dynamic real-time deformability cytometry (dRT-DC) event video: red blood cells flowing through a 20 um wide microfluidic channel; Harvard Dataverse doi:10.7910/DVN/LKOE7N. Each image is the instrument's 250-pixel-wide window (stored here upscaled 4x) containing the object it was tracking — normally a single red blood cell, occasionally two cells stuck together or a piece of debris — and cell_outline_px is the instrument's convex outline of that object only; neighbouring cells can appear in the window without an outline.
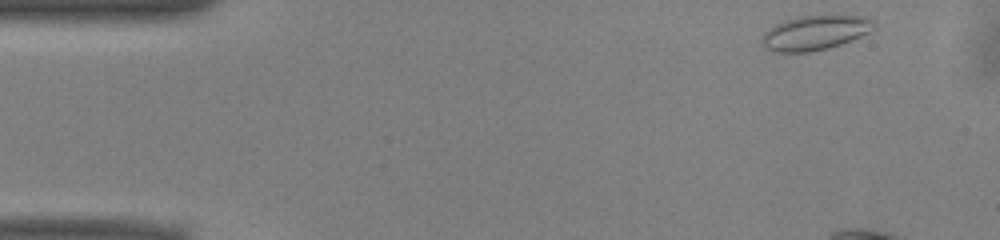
{"species": "common noctule bat (a hibernating species)", "species_latin": "Nyctalus noctula", "temperature_condition": "warm", "stored_images_in_passage": 9, "camera_frame_rate_fps": 3000, "um_per_image_px": 0.085, "animal": {"sex": "male", "body_mass_g": 13.0, "forearm_length_mm": 53.1}, "frame": {"image": 1, "passage_image": 1, "time_ms": 0.0, "image_size_px": [1000, 240], "cell_outline_px": [[876, 28], [860, 36], [840, 44], [828, 48], [808, 52], [772, 52], [764, 48], [764, 32], [768, 28], [784, 20], [796, 16], [864, 16], [876, 20]], "centroid_in_image_um": [69.29, 2.78], "position_along_channel_um": 15.7, "area_um2": 22.48}}